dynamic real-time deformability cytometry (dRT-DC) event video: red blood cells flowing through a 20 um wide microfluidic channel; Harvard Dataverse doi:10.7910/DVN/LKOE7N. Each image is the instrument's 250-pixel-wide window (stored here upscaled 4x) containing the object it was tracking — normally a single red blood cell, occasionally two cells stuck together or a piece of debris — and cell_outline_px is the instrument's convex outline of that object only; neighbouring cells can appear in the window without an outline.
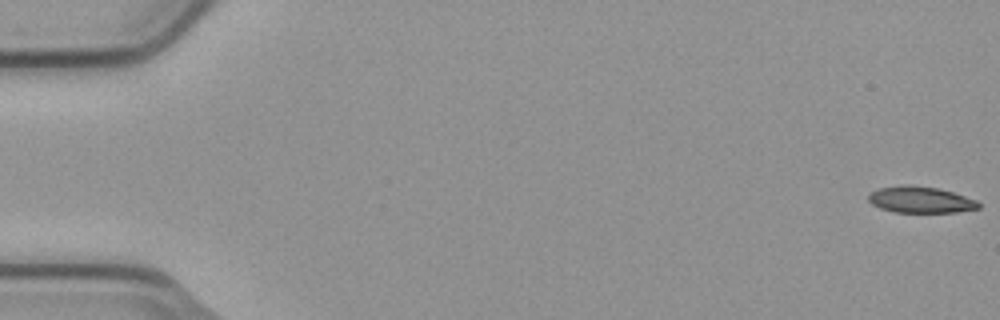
{"species": "common noctule bat (a hibernating species)", "species_latin": "Nyctalus noctula", "temperature_condition": "cold", "stored_images_in_passage": 51, "camera_frame_rate_fps": 3000, "um_per_image_px": 0.085, "animal": {"sex": "male", "body_mass_g": 23.1, "forearm_length_mm": 52.7}, "frame": {"image": 1, "passage_image": 1, "time_ms": 0.0, "image_size_px": [1000, 320], "cell_outline_px": [[980, 208], [956, 212], [896, 212], [880, 208], [872, 204], [868, 200], [868, 196], [872, 192], [880, 188], [904, 184], [908, 184], [936, 188], [952, 192], [976, 200], [980, 204]], "centroid_in_image_um": [78.24, 16.97], "position_along_channel_um": 6.8, "area_um2": 16.76}}
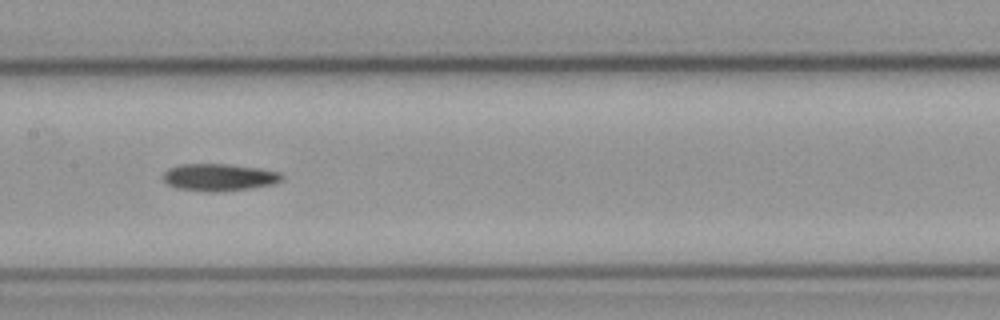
{"frame": {"image": 2, "passage_image": 28, "time_ms": 9.0, "image_size_px": [1000, 320], "cell_outline_px": [[284, 176], [276, 184], [248, 188], [216, 192], [204, 192], [176, 188], [168, 184], [164, 180], [164, 172], [168, 168], [180, 164], [228, 164], [260, 168], [280, 172]], "centroid_in_image_um": [18.62, 15.07], "position_along_channel_um": 188.8, "area_um2": 18.9}}
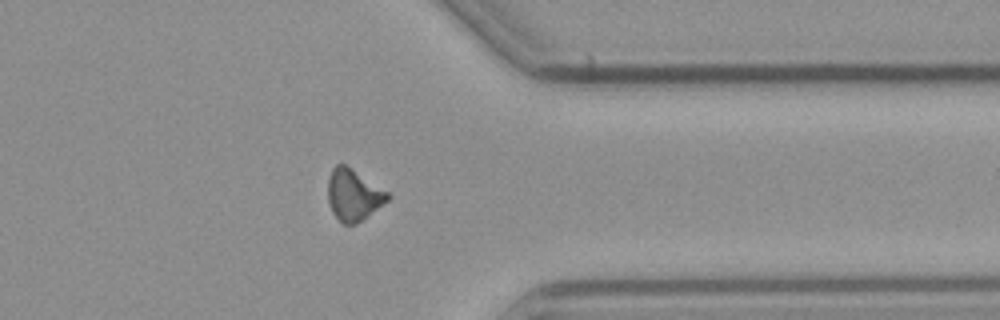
{"frame": {"image": 3, "passage_image": 44, "time_ms": 14.333, "image_size_px": [1000, 320], "cell_outline_px": [[392, 196], [388, 200], [356, 224], [344, 224], [332, 212], [328, 200], [328, 180], [332, 168], [336, 164], [344, 164], [388, 192]], "centroid_in_image_um": [30.03, 16.57], "position_along_channel_um": 381.4, "area_um2": 17.51}}